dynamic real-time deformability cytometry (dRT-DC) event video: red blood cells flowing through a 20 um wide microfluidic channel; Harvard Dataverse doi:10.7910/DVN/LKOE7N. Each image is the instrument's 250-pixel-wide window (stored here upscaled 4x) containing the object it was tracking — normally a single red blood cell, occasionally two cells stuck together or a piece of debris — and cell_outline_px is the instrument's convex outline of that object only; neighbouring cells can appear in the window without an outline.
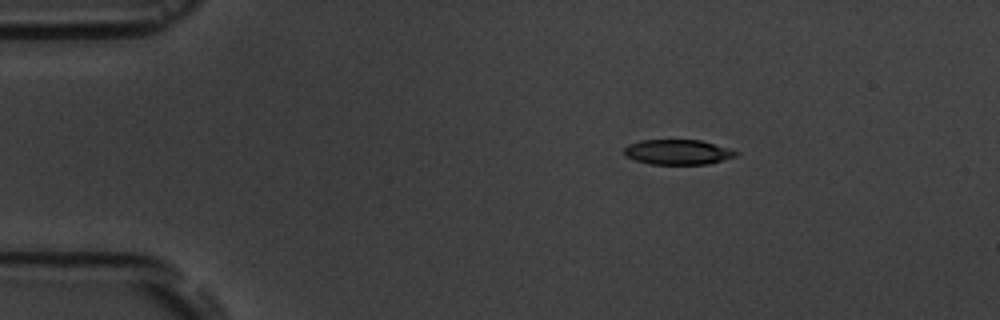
{"species": "common noctule bat (a hibernating species)", "species_latin": "Nyctalus noctula", "temperature_condition": "room temperature", "stored_images_in_passage": 3, "camera_frame_rate_fps": 3000, "um_per_image_px": 0.085, "animal": {"sex": "male", "body_mass_g": 19.5, "forearm_length_mm": 54.6}, "frame": {"image": 1, "passage_image": 1, "time_ms": 0.0, "image_size_px": [1000, 320], "cell_outline_px": [[740, 152], [736, 156], [708, 164], [648, 164], [624, 156], [624, 148], [628, 144], [640, 140], [700, 140], [728, 148]], "centroid_in_image_um": [57.58, 12.92], "position_along_channel_um": 27.4, "area_um2": 16.3}}
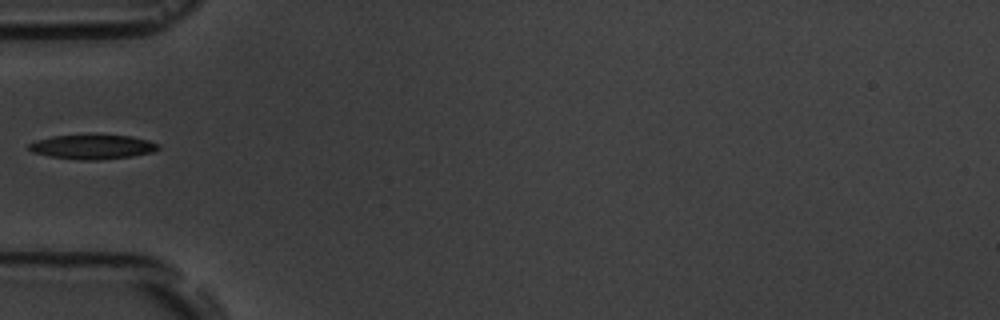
{"frame": {"image": 2, "passage_image": 3, "time_ms": 3.0, "image_size_px": [1000, 320], "cell_outline_px": [[160, 148], [152, 152], [132, 156], [100, 160], [76, 160], [48, 156], [32, 152], [28, 148], [28, 144], [36, 140], [52, 136], [92, 132], [132, 136], [148, 140], [160, 144]], "centroid_in_image_um": [7.85, 12.44], "position_along_channel_um": 77.1, "area_um2": 19.42}}